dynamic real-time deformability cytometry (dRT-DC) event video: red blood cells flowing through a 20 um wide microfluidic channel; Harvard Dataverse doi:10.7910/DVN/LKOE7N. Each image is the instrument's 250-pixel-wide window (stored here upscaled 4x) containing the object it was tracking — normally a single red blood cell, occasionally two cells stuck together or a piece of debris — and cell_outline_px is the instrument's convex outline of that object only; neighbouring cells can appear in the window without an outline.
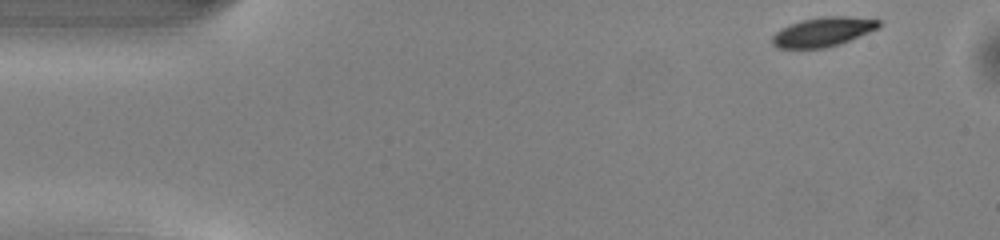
{"species": "common noctule bat (a hibernating species)", "species_latin": "Nyctalus noctula", "temperature_condition": "warm", "stored_images_in_passage": 40, "camera_frame_rate_fps": 3000, "um_per_image_px": 0.085, "animal": {"sex": "male", "body_mass_g": 13.0, "forearm_length_mm": 53.1}, "frame": {"image": 1, "passage_image": 1, "time_ms": 0.0, "image_size_px": [1000, 240], "cell_outline_px": [[880, 28], [840, 44], [824, 48], [776, 48], [772, 44], [772, 36], [776, 32], [788, 24], [804, 20], [824, 16], [848, 16], [880, 20]], "centroid_in_image_um": [69.96, 2.71], "position_along_channel_um": 15.0, "area_um2": 18.21}}
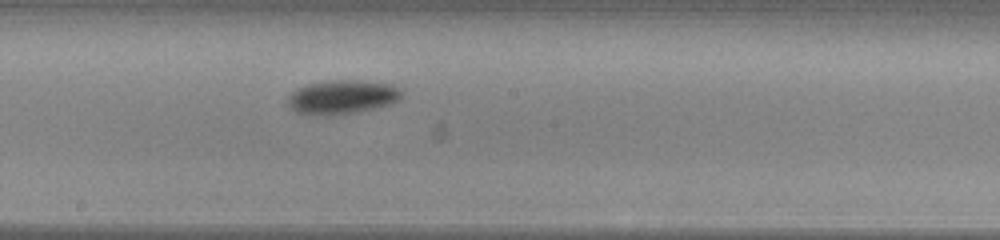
{"frame": {"image": 2, "passage_image": 24, "time_ms": 7.667, "image_size_px": [1000, 240], "cell_outline_px": [[404, 92], [400, 100], [388, 104], [372, 108], [352, 112], [296, 112], [288, 104], [288, 96], [292, 92], [308, 84], [336, 80], [352, 80], [392, 84]], "centroid_in_image_um": [29.16, 8.19], "position_along_channel_um": 219.0, "area_um2": 21.27}}
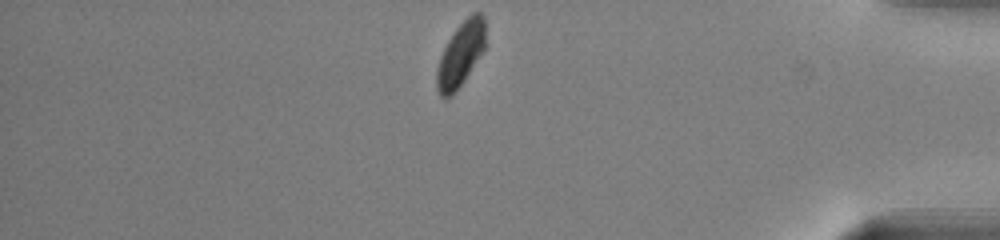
{"frame": {"image": 3, "passage_image": 40, "time_ms": 13.0, "image_size_px": [1000, 240], "cell_outline_px": [[484, 48], [464, 80], [456, 92], [452, 96], [440, 96], [436, 88], [436, 68], [440, 56], [448, 40], [456, 28], [472, 12], [480, 12], [484, 16]], "centroid_in_image_um": [39.12, 4.62], "position_along_channel_um": 396.1, "area_um2": 17.98}, "authors_computed_cell_mechanics": {"area_um2": 20.0566, "velocity_mm_per_s": 4.02, "shape_relaxation_time_tau1_ms": 1.7122, "shape_relaxation_time_tau2_ms": null, "deformation_change_tau1": 0.1102, "deformation_change_tau2": null}}